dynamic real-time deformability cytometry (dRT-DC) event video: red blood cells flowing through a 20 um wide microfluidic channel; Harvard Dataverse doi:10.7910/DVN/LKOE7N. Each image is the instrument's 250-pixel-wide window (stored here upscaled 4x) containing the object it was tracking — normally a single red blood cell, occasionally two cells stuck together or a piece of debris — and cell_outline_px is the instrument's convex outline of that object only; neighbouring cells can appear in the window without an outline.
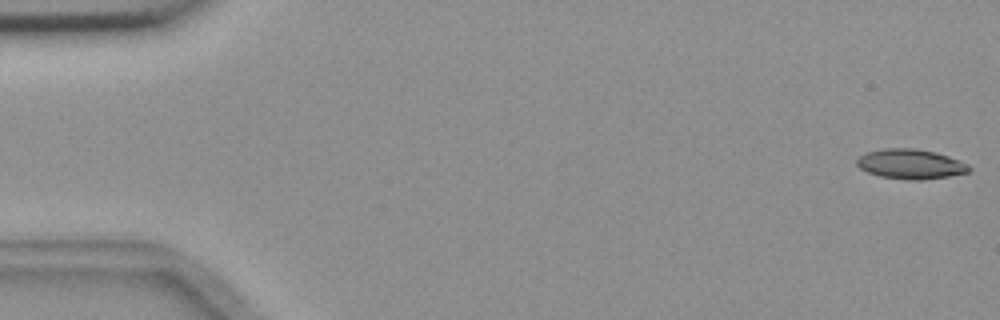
{"species": "common noctule bat (a hibernating species)", "species_latin": "Nyctalus noctula", "temperature_condition": "room temperature", "stored_images_in_passage": 3, "camera_frame_rate_fps": 3000, "um_per_image_px": 0.085, "animal": {"sex": "female", "body_mass_g": 18.4}, "frame": {"image": 1, "passage_image": 1, "time_ms": 0.0, "image_size_px": [1000, 320], "cell_outline_px": [[972, 168], [968, 172], [948, 176], [924, 180], [908, 180], [880, 176], [868, 172], [860, 168], [856, 164], [856, 160], [864, 152], [884, 148], [916, 148], [948, 156], [968, 164]], "centroid_in_image_um": [77.37, 13.94], "position_along_channel_um": 7.6, "area_um2": 19.48}}